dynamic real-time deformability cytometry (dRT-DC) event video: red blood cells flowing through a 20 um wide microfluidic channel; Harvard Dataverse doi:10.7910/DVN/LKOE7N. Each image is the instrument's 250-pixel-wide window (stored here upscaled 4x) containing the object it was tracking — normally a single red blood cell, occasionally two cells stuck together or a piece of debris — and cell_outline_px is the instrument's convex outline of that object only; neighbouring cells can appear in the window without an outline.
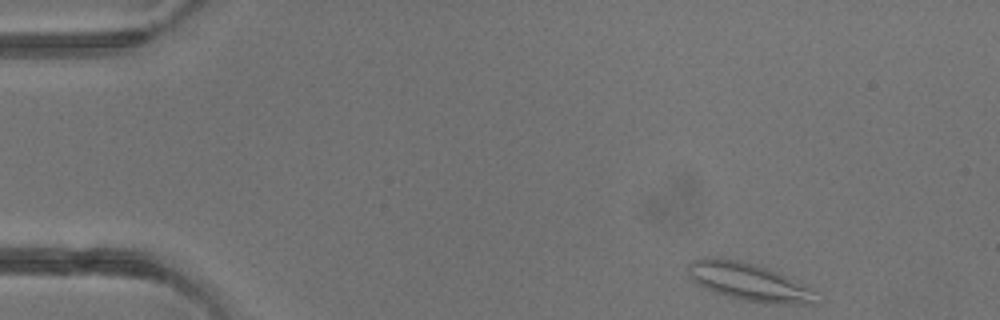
{"species": "common noctule bat (a hibernating species)", "species_latin": "Nyctalus noctula", "temperature_condition": "warm", "stored_images_in_passage": 4, "camera_frame_rate_fps": 3000, "um_per_image_px": 0.085, "animal": {"sex": "male", "body_mass_g": 13.3}, "frame": {"image": 1, "passage_image": 1, "time_ms": 0.0, "image_size_px": [1000, 320], "cell_outline_px": [[820, 304], [784, 304], [744, 300], [728, 296], [704, 288], [688, 272], [688, 264], [692, 260], [700, 256], [720, 256], [740, 260], [756, 264], [768, 268], [808, 288]], "centroid_in_image_um": [63.57, 23.92], "position_along_channel_um": 21.4, "area_um2": 27.69}}
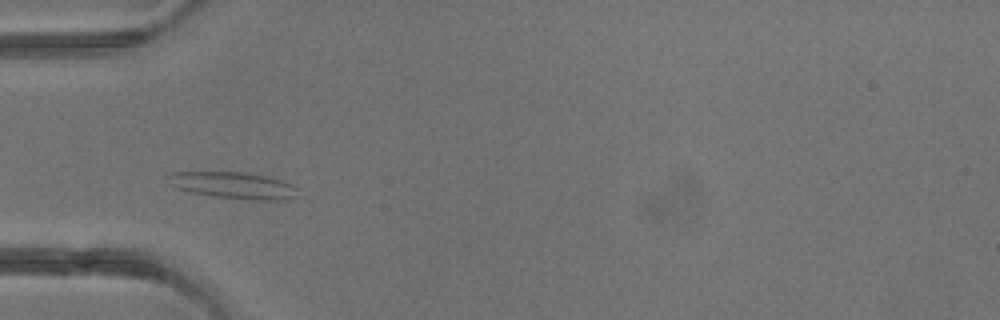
{"frame": {"image": 2, "passage_image": 3, "time_ms": 2.667, "image_size_px": [1000, 320], "cell_outline_px": [[300, 196], [284, 200], [256, 200], [216, 196], [192, 192], [176, 188], [164, 176], [172, 172], [244, 172], [264, 176], [280, 180], [292, 184], [300, 188]], "centroid_in_image_um": [19.91, 15.75], "position_along_channel_um": 65.1, "area_um2": 20.17}}